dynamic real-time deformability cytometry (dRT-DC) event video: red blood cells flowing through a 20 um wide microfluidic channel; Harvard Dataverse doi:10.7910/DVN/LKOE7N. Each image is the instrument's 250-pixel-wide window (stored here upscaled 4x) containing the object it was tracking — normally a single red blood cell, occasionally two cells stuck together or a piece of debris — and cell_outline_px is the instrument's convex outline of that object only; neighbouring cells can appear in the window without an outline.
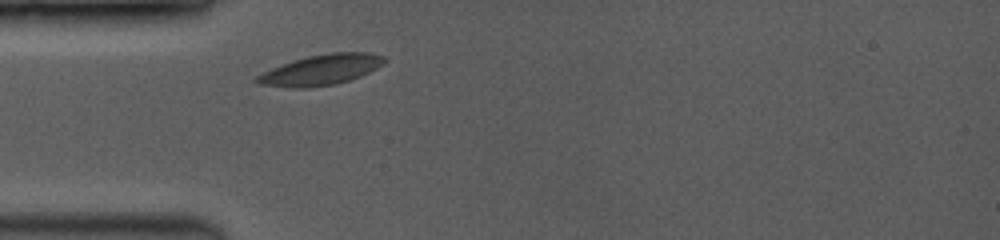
{"species": "common noctule bat (a hibernating species)", "species_latin": "Nyctalus noctula", "temperature_condition": "room temperature", "stored_images_in_passage": 37, "camera_frame_rate_fps": 3500, "um_per_image_px": 0.085, "animal": {"sex": "female", "body_mass_g": 19.0, "forearm_length_mm": 53.3}, "frame": {"image": 1, "passage_image": 4, "time_ms": 0.857, "image_size_px": [1000, 240], "cell_outline_px": [[384, 60], [376, 68], [360, 76], [336, 84], [304, 88], [296, 88], [260, 84], [252, 80], [256, 76], [272, 68], [292, 60], [308, 56], [332, 52], [368, 52], [384, 56]], "centroid_in_image_um": [27.24, 5.93], "position_along_channel_um": 57.8, "area_um2": 22.31}}
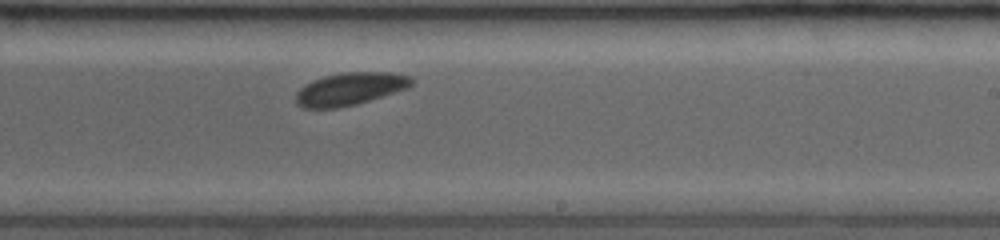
{"frame": {"image": 2, "passage_image": 22, "time_ms": 6.0, "image_size_px": [1000, 240], "cell_outline_px": [[416, 80], [408, 88], [356, 104], [336, 108], [304, 108], [296, 104], [296, 92], [300, 88], [312, 80], [324, 76], [344, 72], [388, 72], [412, 76]], "centroid_in_image_um": [29.76, 7.55], "position_along_channel_um": 259.2, "area_um2": 22.02}}
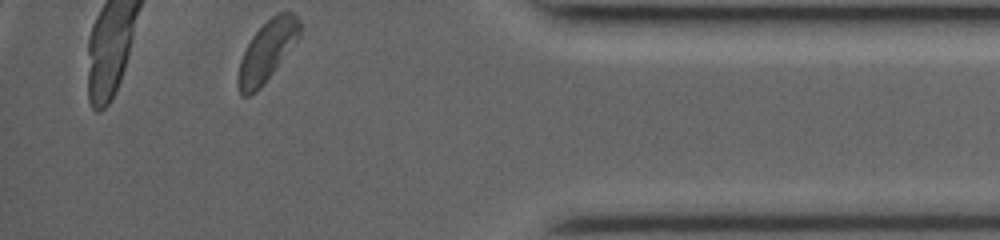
{"frame": {"image": 3, "passage_image": 37, "time_ms": 10.286, "image_size_px": [1000, 240], "cell_outline_px": [[300, 36], [272, 72], [248, 96], [240, 96], [236, 84], [236, 80], [240, 60], [252, 36], [272, 16], [280, 12], [292, 12], [300, 20]], "centroid_in_image_um": [22.68, 4.31], "position_along_channel_um": 412.5, "area_um2": 20.92}, "authors_computed_cell_mechanics": {"area_um2": 21.7906, "velocity_mm_per_s": 4.0029, "shape_relaxation_time_tau1_ms": 1.3022, "shape_relaxation_time_tau2_ms": null, "deformation_change_tau1": 0.0514, "deformation_change_tau2": null}}